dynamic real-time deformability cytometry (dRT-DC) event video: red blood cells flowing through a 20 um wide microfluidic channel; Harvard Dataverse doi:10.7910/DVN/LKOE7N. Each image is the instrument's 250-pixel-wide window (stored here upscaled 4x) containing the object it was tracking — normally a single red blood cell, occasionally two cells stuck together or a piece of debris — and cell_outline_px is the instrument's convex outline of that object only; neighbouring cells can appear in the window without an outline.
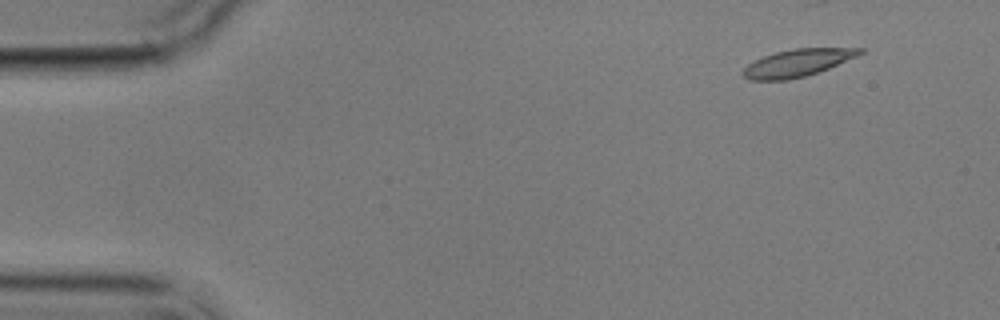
{"species": "common noctule bat (a hibernating species)", "species_latin": "Nyctalus noctula", "temperature_condition": "cold", "stored_images_in_passage": 2, "camera_frame_rate_fps": 3000, "um_per_image_px": 0.085, "animal": {"sex": "male", "body_mass_g": 17.9}, "frame": {"image": 1, "passage_image": 2, "time_ms": 1.333, "image_size_px": [1000, 320], "cell_outline_px": [[864, 52], [856, 56], [828, 68], [804, 76], [788, 80], [748, 80], [740, 72], [748, 64], [764, 56], [776, 52], [792, 48], [864, 48]], "centroid_in_image_um": [67.74, 5.34], "position_along_channel_um": 17.3, "area_um2": 18.38}}